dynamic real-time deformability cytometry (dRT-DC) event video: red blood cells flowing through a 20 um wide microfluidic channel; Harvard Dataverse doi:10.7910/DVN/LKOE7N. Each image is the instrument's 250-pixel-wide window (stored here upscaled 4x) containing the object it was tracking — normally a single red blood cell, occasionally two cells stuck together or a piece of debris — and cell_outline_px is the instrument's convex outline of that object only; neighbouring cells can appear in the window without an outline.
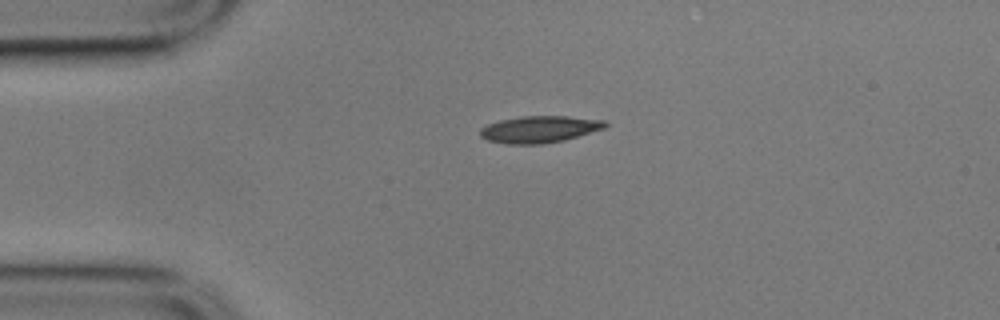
{"species": "common noctule bat (a hibernating species)", "species_latin": "Nyctalus noctula", "temperature_condition": "cold", "stored_images_in_passage": 45, "camera_frame_rate_fps": 3000, "um_per_image_px": 0.085, "animal": {"sex": "male", "body_mass_g": 17.9}, "frame": {"image": 1, "passage_image": 1, "time_ms": 0.0, "image_size_px": [1000, 320], "cell_outline_px": [[608, 124], [604, 128], [564, 140], [540, 144], [508, 144], [488, 140], [480, 136], [480, 128], [488, 124], [500, 120], [520, 116], [568, 116], [608, 120]], "centroid_in_image_um": [45.87, 10.98], "position_along_channel_um": 39.1, "area_um2": 19.54}}
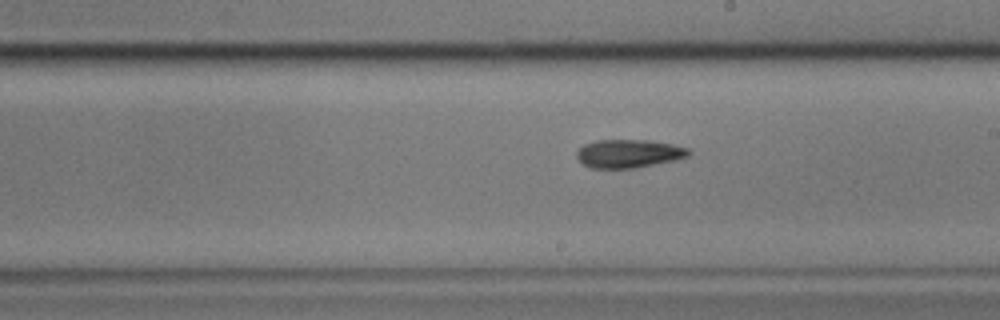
{"frame": {"image": 2, "passage_image": 20, "time_ms": 6.333, "image_size_px": [1000, 320], "cell_outline_px": [[692, 152], [688, 156], [676, 160], [636, 168], [592, 168], [584, 164], [576, 156], [576, 152], [584, 144], [596, 140], [648, 140], [672, 144], [688, 148]], "centroid_in_image_um": [53.46, 13.05], "position_along_channel_um": 235.5, "area_um2": 18.5}}
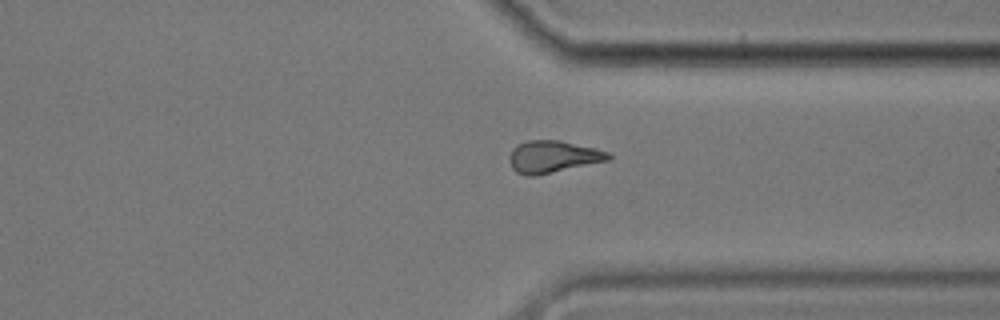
{"frame": {"image": 3, "passage_image": 31, "time_ms": 10.0, "image_size_px": [1000, 320], "cell_outline_px": [[612, 156], [608, 160], [536, 176], [524, 176], [516, 172], [512, 168], [508, 160], [512, 148], [516, 144], [528, 140], [560, 140], [596, 148], [608, 152]], "centroid_in_image_um": [46.95, 13.32], "position_along_channel_um": 364.4, "area_um2": 18.67}, "authors_computed_cell_mechanics": {"area_um2": 18.5538, "velocity_mm_per_s": 3.5188, "shape_relaxation_time_tau1_ms": null, "shape_relaxation_time_tau2_ms": 7.7742, "deformation_change_tau1": null, "deformation_change_tau2": 0.1654}}